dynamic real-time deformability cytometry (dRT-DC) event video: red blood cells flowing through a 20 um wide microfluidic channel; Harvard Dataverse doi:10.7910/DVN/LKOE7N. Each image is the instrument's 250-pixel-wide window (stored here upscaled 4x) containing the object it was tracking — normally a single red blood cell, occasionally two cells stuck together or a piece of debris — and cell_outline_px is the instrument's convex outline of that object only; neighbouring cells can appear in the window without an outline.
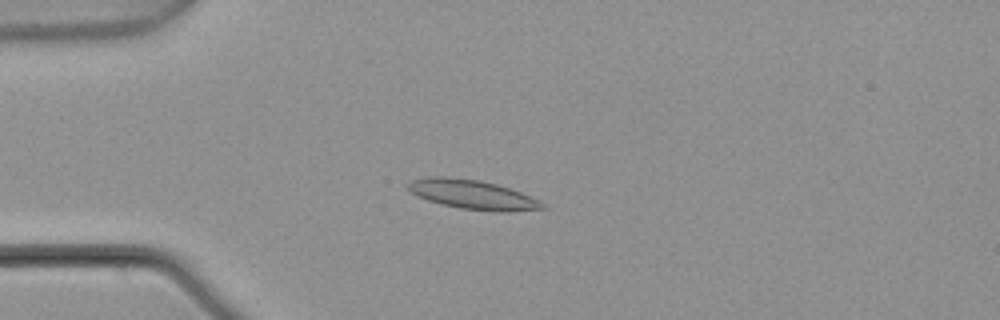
{"species": "common noctule bat (a hibernating species)", "species_latin": "Nyctalus noctula", "temperature_condition": "warm", "stored_images_in_passage": 6, "camera_frame_rate_fps": 3000, "um_per_image_px": 0.085, "animal": {"sex": "male", "body_mass_g": 21.5, "forearm_length_mm": 52.0}, "frame": {"image": 1, "passage_image": 4, "time_ms": 1.0, "image_size_px": [1000, 320], "cell_outline_px": [[548, 208], [508, 212], [496, 212], [460, 208], [440, 204], [416, 196], [408, 192], [408, 184], [412, 180], [432, 176], [444, 176], [480, 180], [496, 184], [520, 192], [544, 204]], "centroid_in_image_um": [40.12, 16.54], "position_along_channel_um": 44.9, "area_um2": 22.89}}
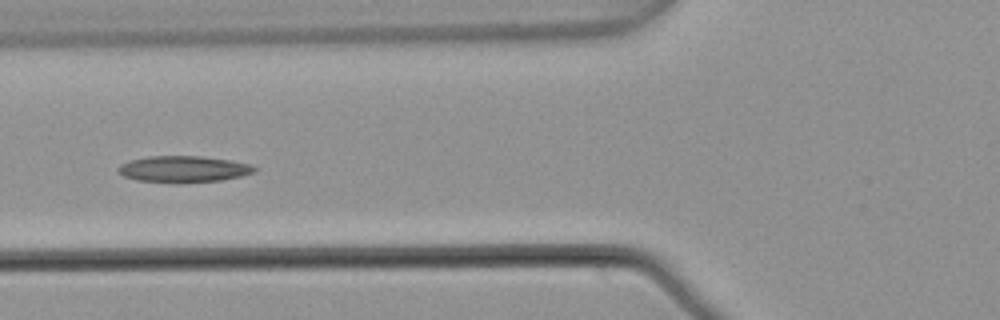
{"frame": {"image": 2, "passage_image": 6, "time_ms": 1.667, "image_size_px": [1000, 320], "cell_outline_px": [[256, 168], [252, 172], [240, 176], [220, 180], [136, 180], [124, 176], [116, 172], [116, 168], [132, 160], [148, 156], [200, 156], [228, 160], [248, 164]], "centroid_in_image_um": [15.55, 14.33], "position_along_channel_um": 110.2, "area_um2": 19.65}}